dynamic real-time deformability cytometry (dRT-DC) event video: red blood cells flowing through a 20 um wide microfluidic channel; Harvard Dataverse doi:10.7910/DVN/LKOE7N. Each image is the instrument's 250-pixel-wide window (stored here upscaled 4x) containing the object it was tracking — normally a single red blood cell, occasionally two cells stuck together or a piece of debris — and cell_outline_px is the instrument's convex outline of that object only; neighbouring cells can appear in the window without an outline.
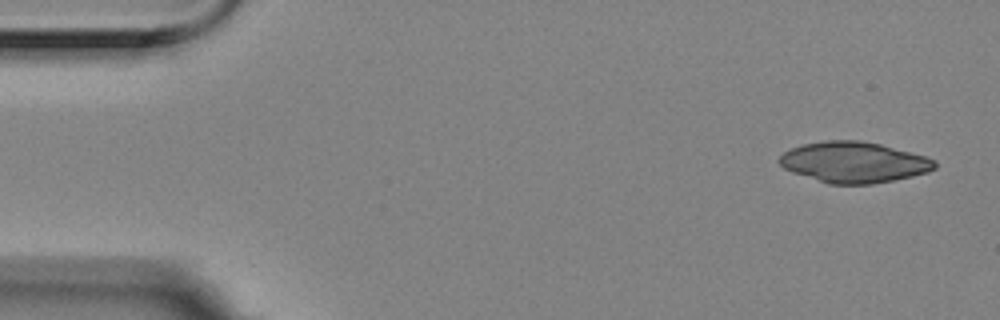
{"species": "Egyptian fruit bat (a non-hibernating species)", "species_latin": "Rousettus aegyptiacus", "temperature_condition": "room temperature", "stored_images_in_passage": 4, "camera_frame_rate_fps": 3000, "um_per_image_px": 0.085, "animal": {"sex": "female"}, "frame": {"image": 1, "passage_image": 1, "time_ms": 0.0, "image_size_px": [1000, 320], "cell_outline_px": [[936, 168], [928, 172], [912, 176], [872, 184], [828, 184], [792, 172], [784, 168], [776, 160], [784, 152], [800, 144], [824, 140], [860, 140], [880, 144], [924, 156], [936, 160]], "centroid_in_image_um": [72.54, 13.79], "position_along_channel_um": 12.5, "area_um2": 36.99}}